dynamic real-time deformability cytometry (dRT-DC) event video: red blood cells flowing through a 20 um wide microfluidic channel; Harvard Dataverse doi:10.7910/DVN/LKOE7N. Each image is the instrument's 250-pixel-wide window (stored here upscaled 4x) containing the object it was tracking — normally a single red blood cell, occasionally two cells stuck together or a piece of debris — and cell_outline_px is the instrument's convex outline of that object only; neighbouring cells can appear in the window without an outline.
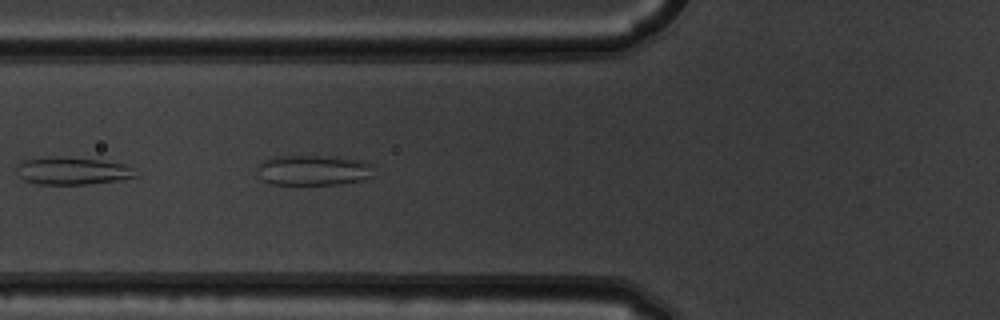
{"species": "common noctule bat (a hibernating species)", "species_latin": "Nyctalus noctula", "temperature_condition": "warm", "stored_images_in_passage": 3, "camera_frame_rate_fps": 3000, "um_per_image_px": 0.085, "animal": {"sex": "male", "body_mass_g": 19.5, "forearm_length_mm": 54.6}, "frame": {"image": 1, "passage_image": 3, "time_ms": 0.667, "image_size_px": [1000, 320], "cell_outline_px": [[372, 176], [364, 180], [340, 184], [272, 184], [264, 180], [256, 172], [256, 168], [264, 160], [272, 156], [324, 156], [360, 160], [368, 164]], "centroid_in_image_um": [26.57, 14.47], "position_along_channel_um": 99.2, "area_um2": 20.35}}